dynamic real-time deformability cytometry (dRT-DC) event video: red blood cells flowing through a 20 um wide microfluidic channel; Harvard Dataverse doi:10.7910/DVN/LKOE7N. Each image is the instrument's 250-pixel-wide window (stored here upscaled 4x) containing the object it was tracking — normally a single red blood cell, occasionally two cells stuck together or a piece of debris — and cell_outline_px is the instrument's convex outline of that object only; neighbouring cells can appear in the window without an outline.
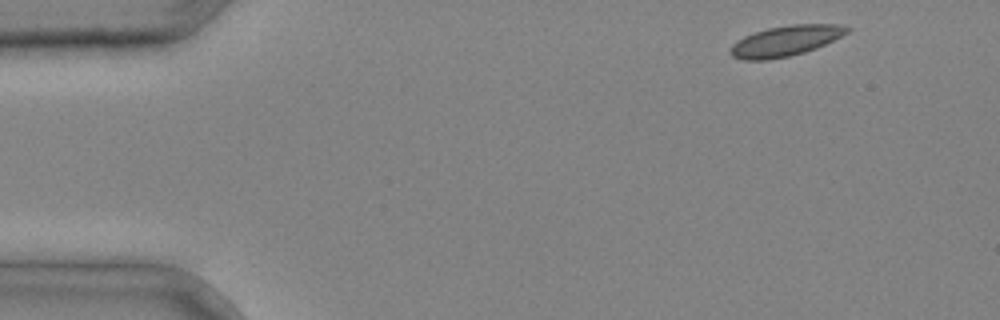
{"species": "common noctule bat (a hibernating species)", "species_latin": "Nyctalus noctula", "temperature_condition": "cold", "stored_images_in_passage": 3, "camera_frame_rate_fps": 3000, "um_per_image_px": 0.085, "animal": {"sex": "male", "body_mass_g": 20.4}, "frame": {"image": 1, "passage_image": 1, "time_ms": 0.0, "image_size_px": [1000, 320], "cell_outline_px": [[852, 28], [848, 32], [816, 48], [804, 52], [788, 56], [768, 60], [744, 60], [732, 56], [732, 44], [736, 40], [744, 36], [768, 28], [792, 24], [836, 24]], "centroid_in_image_um": [66.76, 3.47], "position_along_channel_um": 18.2, "area_um2": 20.4}}
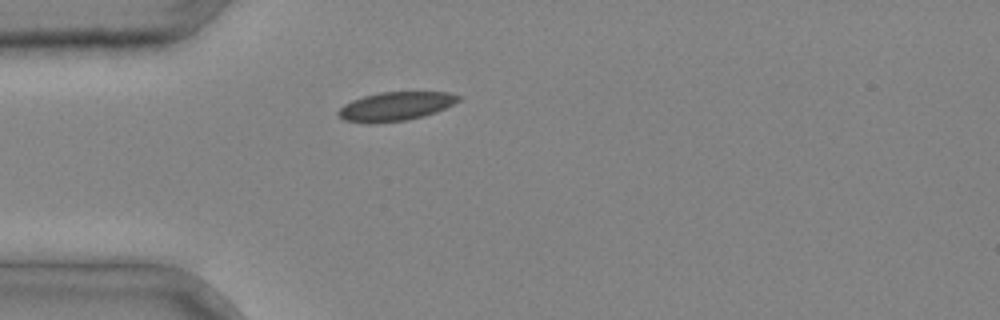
{"frame": {"image": 2, "passage_image": 3, "time_ms": 0.667, "image_size_px": [1000, 320], "cell_outline_px": [[460, 100], [436, 112], [424, 116], [404, 120], [368, 124], [344, 120], [336, 112], [344, 104], [352, 100], [364, 96], [380, 92], [448, 92], [460, 96]], "centroid_in_image_um": [33.59, 9.04], "position_along_channel_um": 51.4, "area_um2": 20.06}}